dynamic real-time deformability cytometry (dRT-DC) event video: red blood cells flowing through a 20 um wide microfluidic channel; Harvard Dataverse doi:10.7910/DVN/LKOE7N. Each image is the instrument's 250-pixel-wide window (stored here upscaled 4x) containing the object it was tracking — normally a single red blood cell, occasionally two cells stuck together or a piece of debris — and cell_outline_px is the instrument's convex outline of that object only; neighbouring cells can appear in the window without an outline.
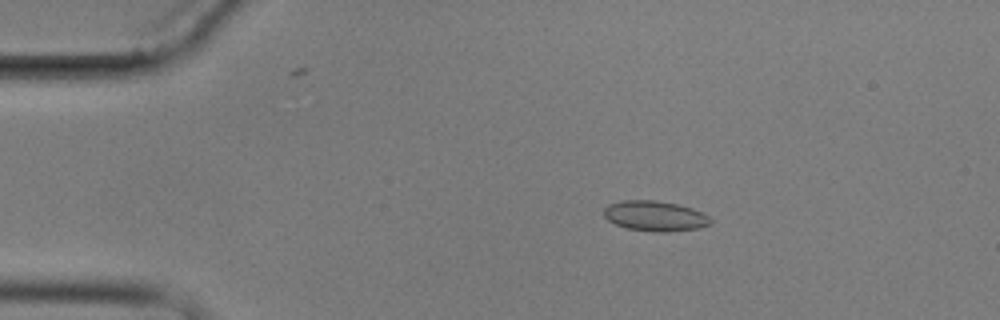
{"species": "common noctule bat (a hibernating species)", "species_latin": "Nyctalus noctula", "temperature_condition": "cold", "stored_images_in_passage": 7, "camera_frame_rate_fps": 3000, "um_per_image_px": 0.085, "animal": {"sex": "male", "body_mass_g": 17.9}, "frame": {"image": 1, "passage_image": 2, "time_ms": 1.333, "image_size_px": [1000, 320], "cell_outline_px": [[712, 224], [700, 228], [668, 232], [652, 232], [628, 228], [616, 224], [608, 220], [604, 216], [604, 208], [608, 204], [624, 200], [656, 200], [676, 204], [692, 208], [708, 216], [712, 220]], "centroid_in_image_um": [55.68, 18.36], "position_along_channel_um": 29.3, "area_um2": 18.84}}